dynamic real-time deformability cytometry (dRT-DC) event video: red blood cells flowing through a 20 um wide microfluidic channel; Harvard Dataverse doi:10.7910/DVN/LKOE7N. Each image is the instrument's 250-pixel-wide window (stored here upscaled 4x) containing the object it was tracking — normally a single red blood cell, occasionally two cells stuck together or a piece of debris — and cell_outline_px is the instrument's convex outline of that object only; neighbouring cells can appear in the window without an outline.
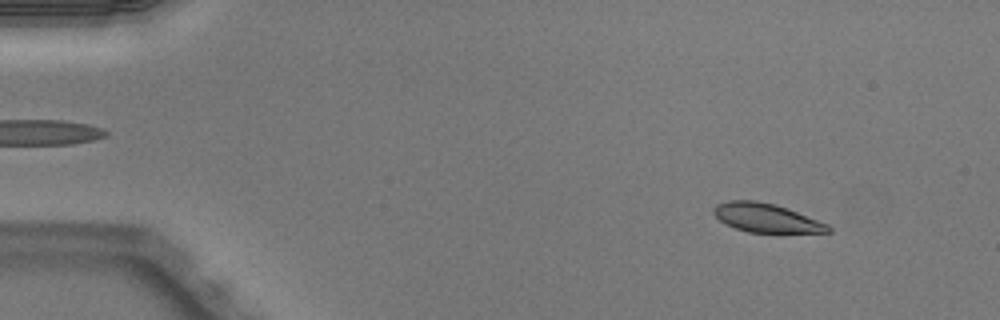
{"species": "Egyptian fruit bat (a non-hibernating species)", "species_latin": "Rousettus aegyptiacus", "temperature_condition": "warm", "stored_images_in_passage": 45, "camera_frame_rate_fps": 3000, "um_per_image_px": 0.085, "animal": {"sex": "male"}, "frame": {"image": 1, "passage_image": 5, "time_ms": 1.333, "image_size_px": [1000, 320], "cell_outline_px": [[832, 232], [748, 232], [736, 228], [720, 220], [712, 212], [712, 208], [716, 204], [728, 200], [756, 200], [776, 204], [788, 208], [828, 224], [832, 228]], "centroid_in_image_um": [65.13, 18.5], "position_along_channel_um": 19.9, "area_um2": 19.19}}
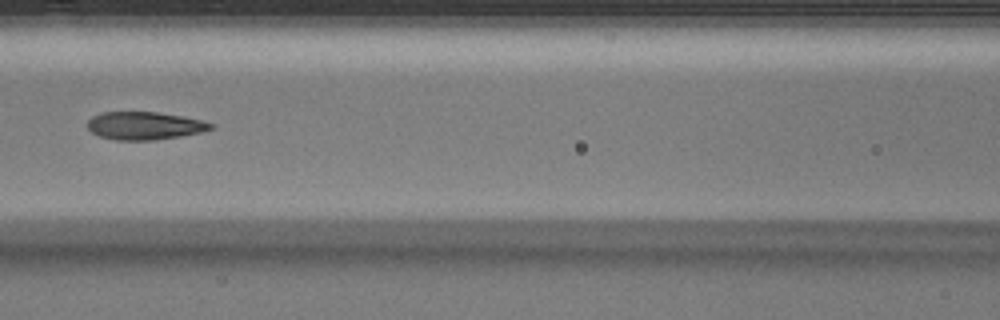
{"frame": {"image": 2, "passage_image": 18, "time_ms": 5.667, "image_size_px": [1000, 320], "cell_outline_px": [[212, 128], [200, 132], [152, 140], [116, 140], [100, 136], [92, 132], [88, 128], [88, 120], [92, 116], [100, 112], [156, 112], [180, 116], [200, 120], [212, 124]], "centroid_in_image_um": [12.21, 10.68], "position_along_channel_um": 154.4, "area_um2": 19.59}}
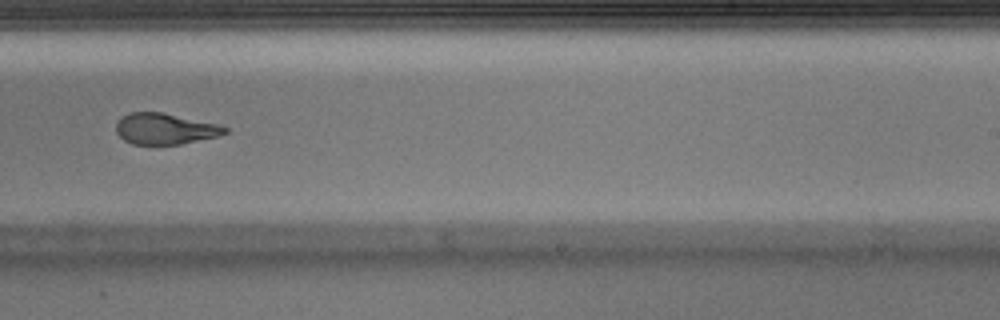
{"frame": {"image": 3, "passage_image": 27, "time_ms": 8.667, "image_size_px": [1000, 320], "cell_outline_px": [[228, 132], [216, 136], [180, 144], [132, 144], [124, 140], [116, 132], [116, 120], [120, 116], [132, 112], [160, 112], [216, 124], [228, 128]], "centroid_in_image_um": [13.95, 10.94], "position_along_channel_um": 275.0, "area_um2": 19.42}, "authors_computed_cell_mechanics": {"area_um2": 20.519, "velocity_mm_per_s": 4.0306, "shape_relaxation_time_tau1_ms": null, "shape_relaxation_time_tau2_ms": 1.5411, "deformation_change_tau1": null, "deformation_change_tau2": 0.0841}}